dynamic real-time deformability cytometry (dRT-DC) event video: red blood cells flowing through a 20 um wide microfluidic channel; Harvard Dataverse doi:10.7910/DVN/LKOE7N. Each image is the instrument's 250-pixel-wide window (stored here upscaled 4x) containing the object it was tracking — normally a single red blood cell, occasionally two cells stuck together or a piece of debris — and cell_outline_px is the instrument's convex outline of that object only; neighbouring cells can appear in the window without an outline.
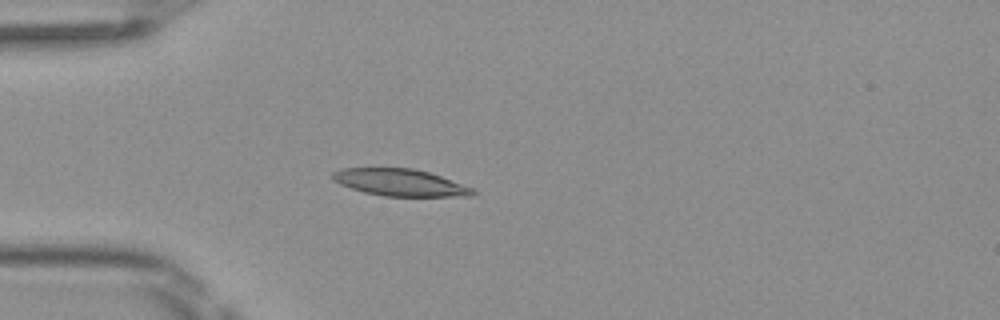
{"species": "Egyptian fruit bat (a non-hibernating species)", "species_latin": "Rousettus aegyptiacus", "temperature_condition": "room temperature", "stored_images_in_passage": 49, "camera_frame_rate_fps": 3000, "um_per_image_px": 0.085, "frame": {"image": 1, "passage_image": 13, "time_ms": 4.0, "image_size_px": [1000, 320], "cell_outline_px": [[476, 192], [472, 196], [384, 196], [364, 192], [340, 184], [332, 180], [332, 172], [340, 168], [412, 168], [428, 172], [476, 188]], "centroid_in_image_um": [34.02, 15.51], "position_along_channel_um": 51.0, "area_um2": 22.08}}
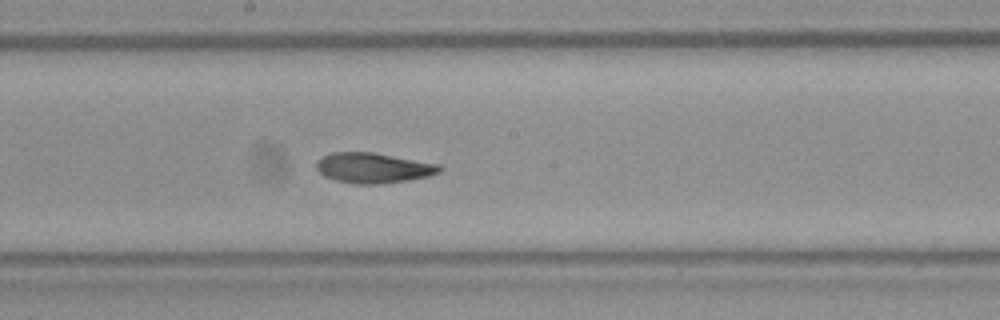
{"frame": {"image": 2, "passage_image": 26, "time_ms": 8.333, "image_size_px": [1000, 320], "cell_outline_px": [[444, 168], [440, 172], [428, 176], [408, 180], [376, 184], [352, 184], [336, 180], [324, 176], [316, 168], [316, 160], [332, 152], [372, 152], [440, 164]], "centroid_in_image_um": [31.73, 14.27], "position_along_channel_um": 216.5, "area_um2": 21.73}}
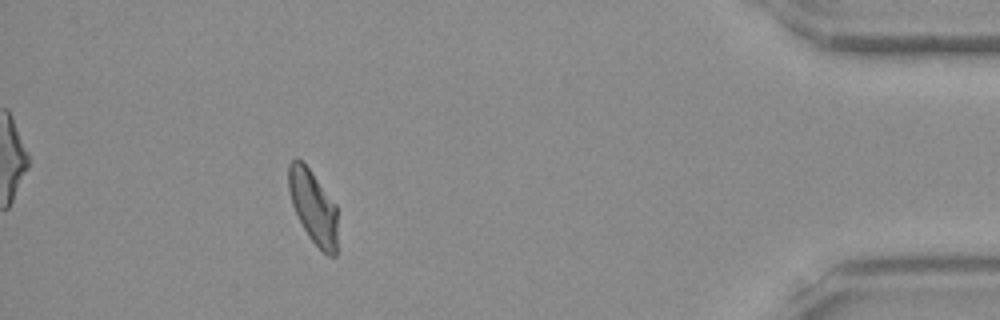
{"frame": {"image": 3, "passage_image": 44, "time_ms": 14.333, "image_size_px": [1000, 320], "cell_outline_px": [[336, 256], [328, 256], [308, 236], [292, 204], [288, 188], [288, 164], [296, 156], [308, 168], [336, 204]], "centroid_in_image_um": [26.61, 17.56], "position_along_channel_um": 408.6, "area_um2": 20.52}, "authors_computed_cell_mechanics": {"area_um2": 21.8484, "velocity_mm_per_s": 4.0879, "shape_relaxation_time_tau1_ms": 5.2416, "shape_relaxation_time_tau2_ms": 2.0799, "deformation_change_tau1": 0.1876, "deformation_change_tau2": 0.0832}}